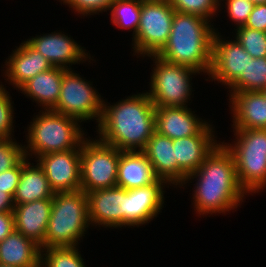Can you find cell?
<instances>
[{
    "label": "cell",
    "mask_w": 266,
    "mask_h": 267,
    "mask_svg": "<svg viewBox=\"0 0 266 267\" xmlns=\"http://www.w3.org/2000/svg\"><path fill=\"white\" fill-rule=\"evenodd\" d=\"M24 147L13 138L0 139V172L15 167L23 158Z\"/></svg>",
    "instance_id": "cell-31"
},
{
    "label": "cell",
    "mask_w": 266,
    "mask_h": 267,
    "mask_svg": "<svg viewBox=\"0 0 266 267\" xmlns=\"http://www.w3.org/2000/svg\"><path fill=\"white\" fill-rule=\"evenodd\" d=\"M158 179L142 151H120L116 186L131 190L148 186Z\"/></svg>",
    "instance_id": "cell-21"
},
{
    "label": "cell",
    "mask_w": 266,
    "mask_h": 267,
    "mask_svg": "<svg viewBox=\"0 0 266 267\" xmlns=\"http://www.w3.org/2000/svg\"><path fill=\"white\" fill-rule=\"evenodd\" d=\"M89 226L88 196L83 190L55 193L41 249L78 246Z\"/></svg>",
    "instance_id": "cell-4"
},
{
    "label": "cell",
    "mask_w": 266,
    "mask_h": 267,
    "mask_svg": "<svg viewBox=\"0 0 266 267\" xmlns=\"http://www.w3.org/2000/svg\"><path fill=\"white\" fill-rule=\"evenodd\" d=\"M176 12L188 13L212 20L220 9V0H169ZM212 18V19H211Z\"/></svg>",
    "instance_id": "cell-30"
},
{
    "label": "cell",
    "mask_w": 266,
    "mask_h": 267,
    "mask_svg": "<svg viewBox=\"0 0 266 267\" xmlns=\"http://www.w3.org/2000/svg\"><path fill=\"white\" fill-rule=\"evenodd\" d=\"M37 159L55 193L81 190L80 149L52 152Z\"/></svg>",
    "instance_id": "cell-12"
},
{
    "label": "cell",
    "mask_w": 266,
    "mask_h": 267,
    "mask_svg": "<svg viewBox=\"0 0 266 267\" xmlns=\"http://www.w3.org/2000/svg\"><path fill=\"white\" fill-rule=\"evenodd\" d=\"M15 207L13 196L0 191V212H12Z\"/></svg>",
    "instance_id": "cell-38"
},
{
    "label": "cell",
    "mask_w": 266,
    "mask_h": 267,
    "mask_svg": "<svg viewBox=\"0 0 266 267\" xmlns=\"http://www.w3.org/2000/svg\"><path fill=\"white\" fill-rule=\"evenodd\" d=\"M64 69L52 67L24 83L19 90L33 99L44 110H53L60 95ZM40 103V104H39Z\"/></svg>",
    "instance_id": "cell-23"
},
{
    "label": "cell",
    "mask_w": 266,
    "mask_h": 267,
    "mask_svg": "<svg viewBox=\"0 0 266 267\" xmlns=\"http://www.w3.org/2000/svg\"><path fill=\"white\" fill-rule=\"evenodd\" d=\"M194 113L188 107H156L155 131L172 140L196 135L209 122Z\"/></svg>",
    "instance_id": "cell-17"
},
{
    "label": "cell",
    "mask_w": 266,
    "mask_h": 267,
    "mask_svg": "<svg viewBox=\"0 0 266 267\" xmlns=\"http://www.w3.org/2000/svg\"><path fill=\"white\" fill-rule=\"evenodd\" d=\"M229 98L233 129H266V98L261 91L235 92Z\"/></svg>",
    "instance_id": "cell-20"
},
{
    "label": "cell",
    "mask_w": 266,
    "mask_h": 267,
    "mask_svg": "<svg viewBox=\"0 0 266 267\" xmlns=\"http://www.w3.org/2000/svg\"><path fill=\"white\" fill-rule=\"evenodd\" d=\"M22 172V160L13 168L0 172V191L14 196Z\"/></svg>",
    "instance_id": "cell-35"
},
{
    "label": "cell",
    "mask_w": 266,
    "mask_h": 267,
    "mask_svg": "<svg viewBox=\"0 0 266 267\" xmlns=\"http://www.w3.org/2000/svg\"><path fill=\"white\" fill-rule=\"evenodd\" d=\"M246 1H251L255 5L266 3V0H246Z\"/></svg>",
    "instance_id": "cell-39"
},
{
    "label": "cell",
    "mask_w": 266,
    "mask_h": 267,
    "mask_svg": "<svg viewBox=\"0 0 266 267\" xmlns=\"http://www.w3.org/2000/svg\"><path fill=\"white\" fill-rule=\"evenodd\" d=\"M194 178L197 183L192 204L203 216L236 209L247 194L239 183L233 156L223 143H218L200 167L187 176L184 185Z\"/></svg>",
    "instance_id": "cell-1"
},
{
    "label": "cell",
    "mask_w": 266,
    "mask_h": 267,
    "mask_svg": "<svg viewBox=\"0 0 266 267\" xmlns=\"http://www.w3.org/2000/svg\"><path fill=\"white\" fill-rule=\"evenodd\" d=\"M148 57L153 58L155 67L149 83L150 90L146 93L154 106L187 107L193 91L191 75L200 72L188 66L168 63L156 55Z\"/></svg>",
    "instance_id": "cell-7"
},
{
    "label": "cell",
    "mask_w": 266,
    "mask_h": 267,
    "mask_svg": "<svg viewBox=\"0 0 266 267\" xmlns=\"http://www.w3.org/2000/svg\"><path fill=\"white\" fill-rule=\"evenodd\" d=\"M142 152L148 157L159 179L169 185H178V164L175 158L173 140L154 132Z\"/></svg>",
    "instance_id": "cell-22"
},
{
    "label": "cell",
    "mask_w": 266,
    "mask_h": 267,
    "mask_svg": "<svg viewBox=\"0 0 266 267\" xmlns=\"http://www.w3.org/2000/svg\"><path fill=\"white\" fill-rule=\"evenodd\" d=\"M209 22L194 14L175 11L168 41L156 56L209 75L213 36L217 31Z\"/></svg>",
    "instance_id": "cell-3"
},
{
    "label": "cell",
    "mask_w": 266,
    "mask_h": 267,
    "mask_svg": "<svg viewBox=\"0 0 266 267\" xmlns=\"http://www.w3.org/2000/svg\"><path fill=\"white\" fill-rule=\"evenodd\" d=\"M52 209V199H40L15 205V230L42 248Z\"/></svg>",
    "instance_id": "cell-18"
},
{
    "label": "cell",
    "mask_w": 266,
    "mask_h": 267,
    "mask_svg": "<svg viewBox=\"0 0 266 267\" xmlns=\"http://www.w3.org/2000/svg\"><path fill=\"white\" fill-rule=\"evenodd\" d=\"M0 267H17V266H13V265H6V264H0Z\"/></svg>",
    "instance_id": "cell-40"
},
{
    "label": "cell",
    "mask_w": 266,
    "mask_h": 267,
    "mask_svg": "<svg viewBox=\"0 0 266 267\" xmlns=\"http://www.w3.org/2000/svg\"><path fill=\"white\" fill-rule=\"evenodd\" d=\"M142 0H115L109 10L113 25L121 29H132L134 37L136 35Z\"/></svg>",
    "instance_id": "cell-27"
},
{
    "label": "cell",
    "mask_w": 266,
    "mask_h": 267,
    "mask_svg": "<svg viewBox=\"0 0 266 267\" xmlns=\"http://www.w3.org/2000/svg\"><path fill=\"white\" fill-rule=\"evenodd\" d=\"M233 144L223 143L231 152L239 183L246 193L266 188V129H233Z\"/></svg>",
    "instance_id": "cell-6"
},
{
    "label": "cell",
    "mask_w": 266,
    "mask_h": 267,
    "mask_svg": "<svg viewBox=\"0 0 266 267\" xmlns=\"http://www.w3.org/2000/svg\"><path fill=\"white\" fill-rule=\"evenodd\" d=\"M81 144V190L86 194L116 186L120 150L99 139Z\"/></svg>",
    "instance_id": "cell-9"
},
{
    "label": "cell",
    "mask_w": 266,
    "mask_h": 267,
    "mask_svg": "<svg viewBox=\"0 0 266 267\" xmlns=\"http://www.w3.org/2000/svg\"><path fill=\"white\" fill-rule=\"evenodd\" d=\"M224 1V0H220ZM228 17L236 23V28L242 27L248 20L255 4L246 0H225Z\"/></svg>",
    "instance_id": "cell-34"
},
{
    "label": "cell",
    "mask_w": 266,
    "mask_h": 267,
    "mask_svg": "<svg viewBox=\"0 0 266 267\" xmlns=\"http://www.w3.org/2000/svg\"><path fill=\"white\" fill-rule=\"evenodd\" d=\"M244 27L266 32V3L254 6Z\"/></svg>",
    "instance_id": "cell-36"
},
{
    "label": "cell",
    "mask_w": 266,
    "mask_h": 267,
    "mask_svg": "<svg viewBox=\"0 0 266 267\" xmlns=\"http://www.w3.org/2000/svg\"><path fill=\"white\" fill-rule=\"evenodd\" d=\"M28 160L26 156L22 159V172L13 196L15 205L40 199H52L55 194L42 167L38 163L31 164Z\"/></svg>",
    "instance_id": "cell-24"
},
{
    "label": "cell",
    "mask_w": 266,
    "mask_h": 267,
    "mask_svg": "<svg viewBox=\"0 0 266 267\" xmlns=\"http://www.w3.org/2000/svg\"><path fill=\"white\" fill-rule=\"evenodd\" d=\"M91 85L92 82L85 81L71 68L64 69L60 95L53 111L75 118L80 123L84 120L95 119L99 124L104 100Z\"/></svg>",
    "instance_id": "cell-10"
},
{
    "label": "cell",
    "mask_w": 266,
    "mask_h": 267,
    "mask_svg": "<svg viewBox=\"0 0 266 267\" xmlns=\"http://www.w3.org/2000/svg\"><path fill=\"white\" fill-rule=\"evenodd\" d=\"M90 225L126 227V189L114 186L87 193Z\"/></svg>",
    "instance_id": "cell-14"
},
{
    "label": "cell",
    "mask_w": 266,
    "mask_h": 267,
    "mask_svg": "<svg viewBox=\"0 0 266 267\" xmlns=\"http://www.w3.org/2000/svg\"><path fill=\"white\" fill-rule=\"evenodd\" d=\"M5 89L4 85H0V139L12 138L14 132L13 118L14 109L12 106L11 96ZM13 127V129H12Z\"/></svg>",
    "instance_id": "cell-32"
},
{
    "label": "cell",
    "mask_w": 266,
    "mask_h": 267,
    "mask_svg": "<svg viewBox=\"0 0 266 267\" xmlns=\"http://www.w3.org/2000/svg\"><path fill=\"white\" fill-rule=\"evenodd\" d=\"M5 78L11 85L20 88L29 79L37 74L51 69L50 62L27 41L20 44L13 50V53L5 62Z\"/></svg>",
    "instance_id": "cell-19"
},
{
    "label": "cell",
    "mask_w": 266,
    "mask_h": 267,
    "mask_svg": "<svg viewBox=\"0 0 266 267\" xmlns=\"http://www.w3.org/2000/svg\"><path fill=\"white\" fill-rule=\"evenodd\" d=\"M40 260V246L16 230L0 242V264L40 267Z\"/></svg>",
    "instance_id": "cell-25"
},
{
    "label": "cell",
    "mask_w": 266,
    "mask_h": 267,
    "mask_svg": "<svg viewBox=\"0 0 266 267\" xmlns=\"http://www.w3.org/2000/svg\"><path fill=\"white\" fill-rule=\"evenodd\" d=\"M40 113L33 118L27 130L28 145L23 146L24 155L27 158L30 155L32 157V154L37 155V159L52 152L81 149V144L86 137L84 138V131L78 124L79 120L53 110L43 111L42 109Z\"/></svg>",
    "instance_id": "cell-5"
},
{
    "label": "cell",
    "mask_w": 266,
    "mask_h": 267,
    "mask_svg": "<svg viewBox=\"0 0 266 267\" xmlns=\"http://www.w3.org/2000/svg\"><path fill=\"white\" fill-rule=\"evenodd\" d=\"M231 88V89H230ZM230 96L235 92L263 91L266 89V57L249 56L245 72L229 87Z\"/></svg>",
    "instance_id": "cell-26"
},
{
    "label": "cell",
    "mask_w": 266,
    "mask_h": 267,
    "mask_svg": "<svg viewBox=\"0 0 266 267\" xmlns=\"http://www.w3.org/2000/svg\"><path fill=\"white\" fill-rule=\"evenodd\" d=\"M174 14L169 0H142L139 26L132 38L134 52L141 57L157 55L168 41Z\"/></svg>",
    "instance_id": "cell-8"
},
{
    "label": "cell",
    "mask_w": 266,
    "mask_h": 267,
    "mask_svg": "<svg viewBox=\"0 0 266 267\" xmlns=\"http://www.w3.org/2000/svg\"><path fill=\"white\" fill-rule=\"evenodd\" d=\"M78 250L77 246L41 249L40 267H86Z\"/></svg>",
    "instance_id": "cell-28"
},
{
    "label": "cell",
    "mask_w": 266,
    "mask_h": 267,
    "mask_svg": "<svg viewBox=\"0 0 266 267\" xmlns=\"http://www.w3.org/2000/svg\"><path fill=\"white\" fill-rule=\"evenodd\" d=\"M103 101L99 140L120 151H142L155 132V109L148 94L128 96L116 104Z\"/></svg>",
    "instance_id": "cell-2"
},
{
    "label": "cell",
    "mask_w": 266,
    "mask_h": 267,
    "mask_svg": "<svg viewBox=\"0 0 266 267\" xmlns=\"http://www.w3.org/2000/svg\"><path fill=\"white\" fill-rule=\"evenodd\" d=\"M62 1L64 4L69 5V8H72L78 15L87 16L109 10L115 0H60V2Z\"/></svg>",
    "instance_id": "cell-33"
},
{
    "label": "cell",
    "mask_w": 266,
    "mask_h": 267,
    "mask_svg": "<svg viewBox=\"0 0 266 267\" xmlns=\"http://www.w3.org/2000/svg\"><path fill=\"white\" fill-rule=\"evenodd\" d=\"M26 41L40 52L53 67L70 69V64H79L81 61L91 59V55L86 52V49H82L83 47L78 45L74 39L72 40L62 32L38 35Z\"/></svg>",
    "instance_id": "cell-15"
},
{
    "label": "cell",
    "mask_w": 266,
    "mask_h": 267,
    "mask_svg": "<svg viewBox=\"0 0 266 267\" xmlns=\"http://www.w3.org/2000/svg\"><path fill=\"white\" fill-rule=\"evenodd\" d=\"M211 124H207L198 134L173 140L175 158L178 164V185L184 186L188 175L195 172L205 157L219 143L214 138Z\"/></svg>",
    "instance_id": "cell-13"
},
{
    "label": "cell",
    "mask_w": 266,
    "mask_h": 267,
    "mask_svg": "<svg viewBox=\"0 0 266 267\" xmlns=\"http://www.w3.org/2000/svg\"><path fill=\"white\" fill-rule=\"evenodd\" d=\"M235 39L252 58L266 57V32L248 27H239Z\"/></svg>",
    "instance_id": "cell-29"
},
{
    "label": "cell",
    "mask_w": 266,
    "mask_h": 267,
    "mask_svg": "<svg viewBox=\"0 0 266 267\" xmlns=\"http://www.w3.org/2000/svg\"><path fill=\"white\" fill-rule=\"evenodd\" d=\"M165 184L158 179L148 186L126 190V226L139 227L158 215L164 206Z\"/></svg>",
    "instance_id": "cell-16"
},
{
    "label": "cell",
    "mask_w": 266,
    "mask_h": 267,
    "mask_svg": "<svg viewBox=\"0 0 266 267\" xmlns=\"http://www.w3.org/2000/svg\"><path fill=\"white\" fill-rule=\"evenodd\" d=\"M264 95H265V98H266V89H264L263 91H261Z\"/></svg>",
    "instance_id": "cell-41"
},
{
    "label": "cell",
    "mask_w": 266,
    "mask_h": 267,
    "mask_svg": "<svg viewBox=\"0 0 266 267\" xmlns=\"http://www.w3.org/2000/svg\"><path fill=\"white\" fill-rule=\"evenodd\" d=\"M14 230L13 212H0V242Z\"/></svg>",
    "instance_id": "cell-37"
},
{
    "label": "cell",
    "mask_w": 266,
    "mask_h": 267,
    "mask_svg": "<svg viewBox=\"0 0 266 267\" xmlns=\"http://www.w3.org/2000/svg\"><path fill=\"white\" fill-rule=\"evenodd\" d=\"M221 34L215 31L212 45V62L209 78L212 81L229 87L245 72L249 62V54L235 39L230 41L221 38ZM226 40V41H224Z\"/></svg>",
    "instance_id": "cell-11"
}]
</instances>
